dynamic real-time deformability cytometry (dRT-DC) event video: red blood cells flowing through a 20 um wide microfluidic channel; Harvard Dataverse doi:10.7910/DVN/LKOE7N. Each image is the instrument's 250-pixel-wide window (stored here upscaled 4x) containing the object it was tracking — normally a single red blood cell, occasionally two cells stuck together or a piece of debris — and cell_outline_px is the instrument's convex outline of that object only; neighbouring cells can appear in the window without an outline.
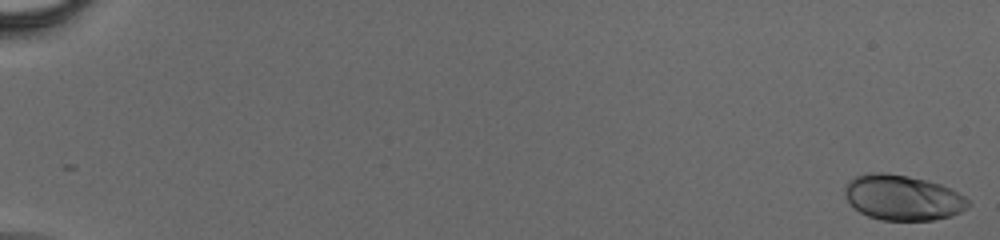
{"species": "human", "species_latin": "Homo sapiens", "temperature_condition": "cold", "stored_images_in_passage": 57, "camera_frame_rate_fps": 3000, "um_per_image_px": 0.085, "donor": {"sex": "male"}, "frame": {"image": 1, "passage_image": 1, "time_ms": 0.0, "image_size_px": [1000, 240], "cell_outline_px": [[972, 204], [968, 208], [952, 216], [932, 220], [880, 220], [868, 216], [860, 212], [848, 200], [844, 192], [844, 188], [848, 180], [856, 176], [872, 172], [884, 172], [908, 176], [940, 184], [964, 196]], "centroid_in_image_um": [76.73, 16.8], "position_along_channel_um": 8.3, "area_um2": 32.48}}
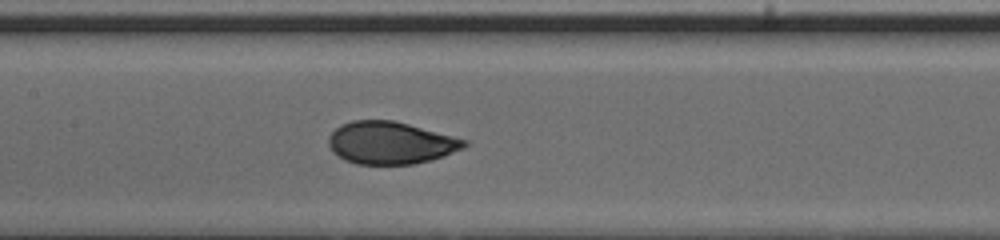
{"frame": {"image": 2, "passage_image": 31, "time_ms": 10.0, "image_size_px": [1000, 240], "cell_outline_px": [[468, 144], [464, 148], [444, 156], [412, 164], [356, 164], [344, 160], [332, 152], [328, 144], [328, 136], [340, 124], [352, 120], [392, 120], [408, 124], [468, 140]], "centroid_in_image_um": [33.16, 12.14], "position_along_channel_um": 174.2, "area_um2": 33.52}}
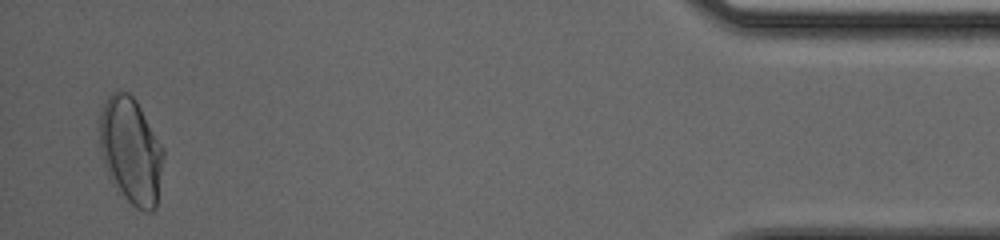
{"frame": {"image": 3, "passage_image": 56, "time_ms": 18.333, "image_size_px": [1000, 240], "cell_outline_px": [[164, 156], [156, 208], [152, 212], [144, 212], [136, 208], [116, 192], [108, 176], [100, 152], [100, 112], [108, 96], [116, 88], [120, 88], [128, 92], [136, 100], [164, 148]], "centroid_in_image_um": [11.12, 12.83], "position_along_channel_um": 424.1, "area_um2": 40.29}}